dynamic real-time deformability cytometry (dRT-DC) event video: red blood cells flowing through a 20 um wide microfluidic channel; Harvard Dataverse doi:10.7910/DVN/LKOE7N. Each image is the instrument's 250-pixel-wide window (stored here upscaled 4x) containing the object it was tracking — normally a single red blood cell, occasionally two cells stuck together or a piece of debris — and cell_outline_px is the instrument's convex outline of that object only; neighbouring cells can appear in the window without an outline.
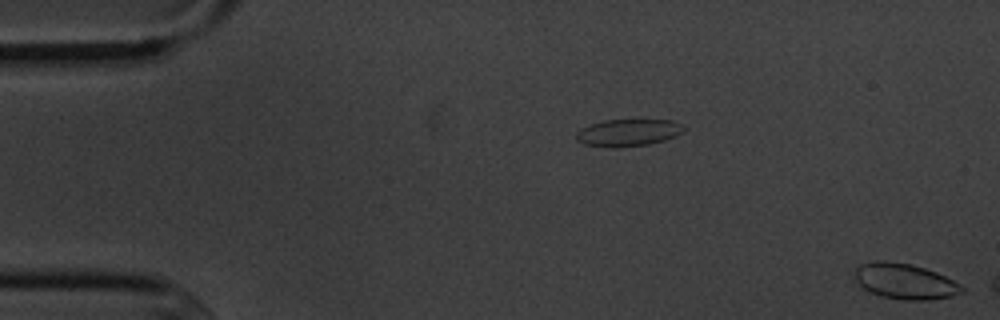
{"species": "common noctule bat (a hibernating species)", "species_latin": "Nyctalus noctula", "temperature_condition": "cold", "stored_images_in_passage": 2, "segment_of_instrument_passage": [2, 2], "camera_frame_rate_fps": 3000, "um_per_image_px": 0.085, "animal": {"sex": "male", "body_mass_g": 20.1, "forearm_length_mm": 53.5}, "frame": {"image": 1, "passage_image": 2, "time_ms": 1.0, "image_size_px": [1000, 320], "cell_outline_px": [[964, 292], [952, 296], [924, 300], [904, 300], [880, 296], [864, 288], [856, 280], [856, 268], [860, 264], [880, 260], [884, 260], [912, 264], [936, 272], [960, 284], [964, 288]], "centroid_in_image_um": [76.93, 23.91], "position_along_channel_um": 8.1, "area_um2": 21.96}}